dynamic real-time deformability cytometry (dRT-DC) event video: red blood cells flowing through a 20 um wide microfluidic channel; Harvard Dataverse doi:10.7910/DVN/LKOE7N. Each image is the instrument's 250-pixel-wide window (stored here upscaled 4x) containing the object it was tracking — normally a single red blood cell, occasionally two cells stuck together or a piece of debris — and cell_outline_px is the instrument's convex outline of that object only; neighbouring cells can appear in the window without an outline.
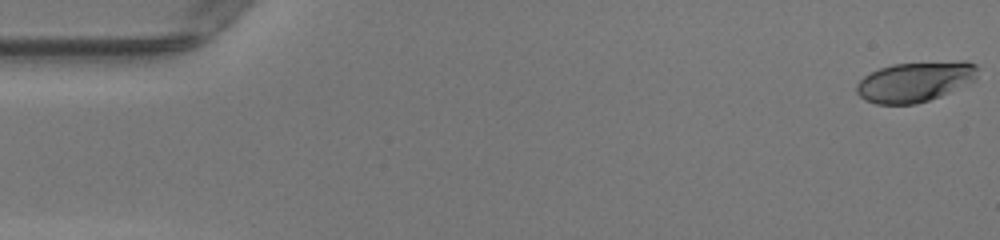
{"species": "human", "species_latin": "Homo sapiens", "temperature_condition": "warm", "stored_images_in_passage": 50, "camera_frame_rate_fps": 3000, "um_per_image_px": 0.085, "donor": {"sex": "female"}, "frame": {"image": 1, "passage_image": 1, "time_ms": 0.0, "image_size_px": [1000, 240], "cell_outline_px": [[976, 76], [972, 80], [940, 96], [916, 104], [876, 104], [864, 100], [856, 92], [856, 84], [864, 76], [880, 68], [892, 64], [964, 60], [976, 64]], "centroid_in_image_um": [77.73, 6.94], "position_along_channel_um": 7.3, "area_um2": 28.09}}
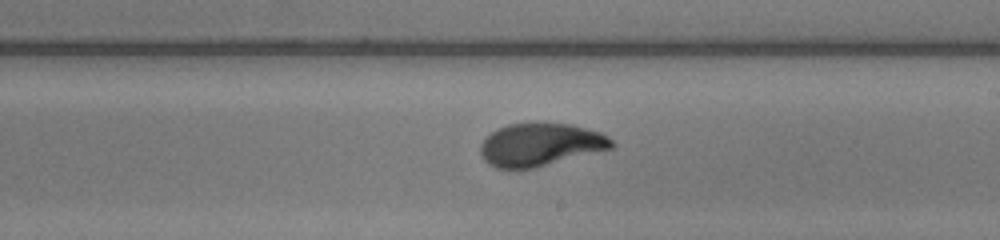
{"frame": {"image": 2, "passage_image": 29, "time_ms": 9.333, "image_size_px": [1000, 240], "cell_outline_px": [[616, 144], [612, 148], [536, 168], [496, 168], [488, 164], [484, 160], [480, 152], [480, 144], [496, 128], [508, 124], [536, 120], [572, 124], [600, 132], [608, 136]], "centroid_in_image_um": [45.93, 12.26], "position_along_channel_um": 243.1, "area_um2": 33.52}}
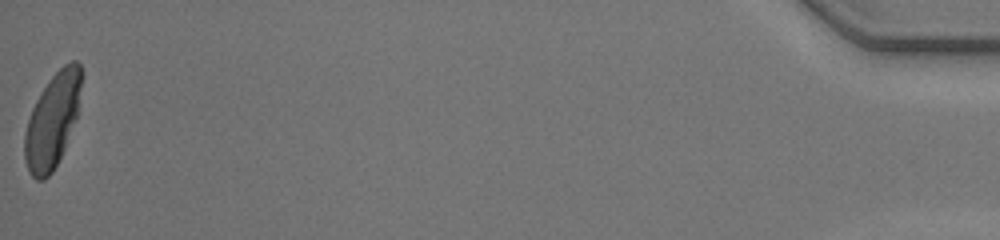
{"frame": {"image": 3, "passage_image": 50, "time_ms": 16.333, "image_size_px": [1000, 240], "cell_outline_px": [[84, 76], [76, 116], [64, 148], [52, 172], [44, 180], [36, 180], [28, 172], [24, 160], [24, 132], [32, 108], [40, 92], [48, 80], [64, 64], [72, 60], [76, 60], [80, 64], [84, 72]], "centroid_in_image_um": [4.46, 10.2], "position_along_channel_um": 430.7, "area_um2": 31.33}, "authors_computed_cell_mechanics": {"area_um2": 32.0212, "velocity_mm_per_s": 4.1936, "shape_relaxation_time_tau1_ms": 4.9329, "shape_relaxation_time_tau2_ms": 0.6426, "deformation_change_tau1": 0.2325, "deformation_change_tau2": 0.0592}}